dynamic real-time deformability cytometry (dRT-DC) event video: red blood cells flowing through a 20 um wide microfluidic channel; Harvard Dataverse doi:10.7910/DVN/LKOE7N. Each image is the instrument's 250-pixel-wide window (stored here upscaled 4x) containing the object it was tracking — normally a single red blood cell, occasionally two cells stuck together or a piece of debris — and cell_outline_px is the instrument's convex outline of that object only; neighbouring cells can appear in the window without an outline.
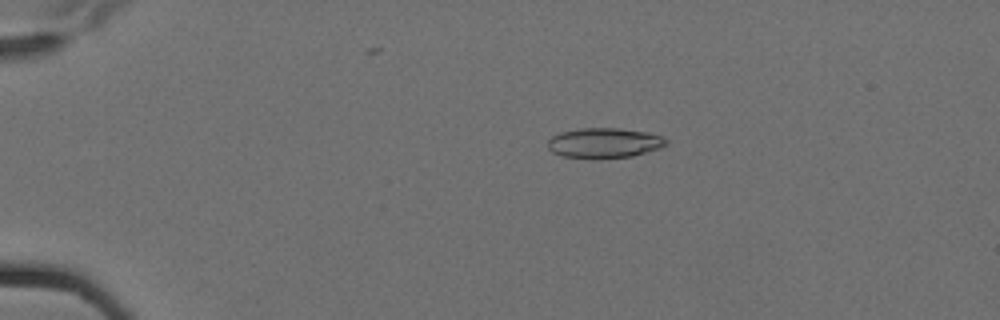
{"species": "Egyptian fruit bat (a non-hibernating species)", "species_latin": "Rousettus aegyptiacus", "temperature_condition": "cold", "stored_images_in_passage": 6, "camera_frame_rate_fps": 3000, "um_per_image_px": 0.085, "animal": {"sex": "female"}, "frame": {"image": 1, "passage_image": 3, "time_ms": 0.667, "image_size_px": [1000, 320], "cell_outline_px": [[668, 144], [660, 148], [632, 156], [600, 160], [592, 160], [560, 156], [552, 152], [548, 148], [548, 140], [552, 136], [560, 132], [580, 128], [620, 128], [648, 132], [664, 136], [668, 140]], "centroid_in_image_um": [51.36, 12.17], "position_along_channel_um": 33.6, "area_um2": 21.44}}
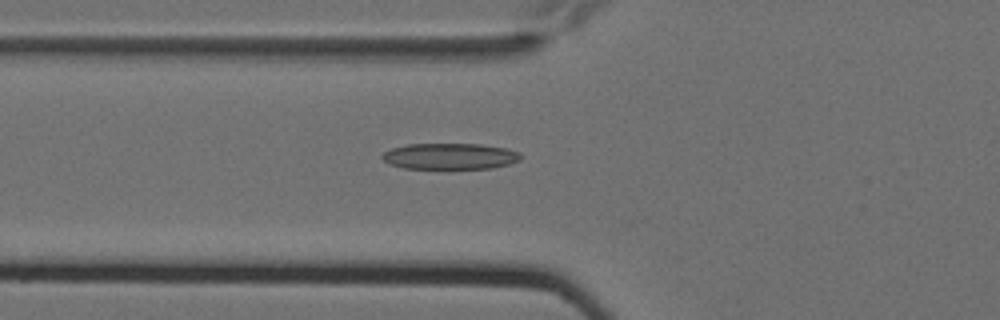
{"frame": {"image": 2, "passage_image": 6, "time_ms": 1.667, "image_size_px": [1000, 320], "cell_outline_px": [[520, 160], [508, 164], [492, 168], [404, 168], [388, 164], [380, 156], [384, 152], [392, 148], [408, 144], [480, 144], [504, 148], [520, 152]], "centroid_in_image_um": [38.22, 13.28], "position_along_channel_um": 87.6, "area_um2": 20.92}}